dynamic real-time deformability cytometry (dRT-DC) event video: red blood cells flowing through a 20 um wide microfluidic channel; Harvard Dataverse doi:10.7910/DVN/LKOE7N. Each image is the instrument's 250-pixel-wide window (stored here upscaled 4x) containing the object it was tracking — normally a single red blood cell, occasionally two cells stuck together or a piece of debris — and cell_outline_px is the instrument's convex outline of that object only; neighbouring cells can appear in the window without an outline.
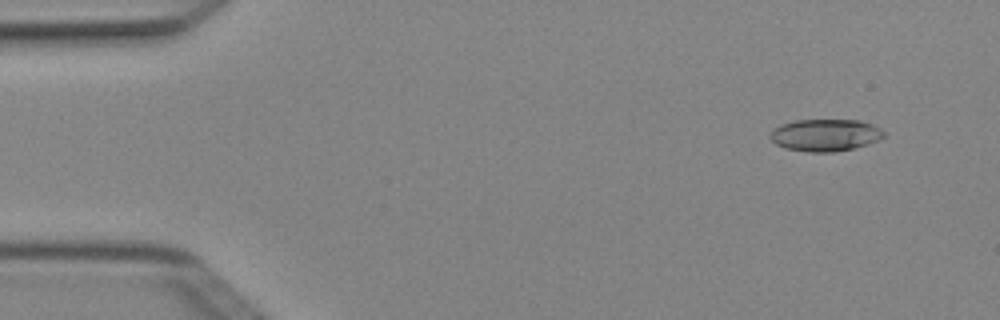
{"species": "Egyptian fruit bat (a non-hibernating species)", "species_latin": "Rousettus aegyptiacus", "temperature_condition": "cold", "stored_images_in_passage": 4, "camera_frame_rate_fps": 3000, "um_per_image_px": 0.085, "animal": {"sex": "female"}, "frame": {"image": 1, "passage_image": 1, "time_ms": 0.0, "image_size_px": [1000, 320], "cell_outline_px": [[884, 136], [880, 140], [868, 144], [852, 148], [832, 152], [808, 152], [784, 148], [776, 144], [768, 136], [780, 124], [796, 120], [860, 120], [872, 124], [880, 128], [884, 132]], "centroid_in_image_um": [70.15, 11.48], "position_along_channel_um": 14.8, "area_um2": 21.27}}
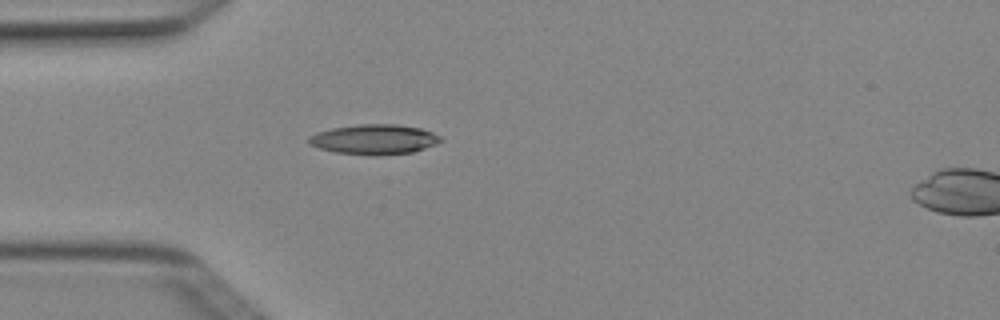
{"frame": {"image": 2, "passage_image": 3, "time_ms": 0.667, "image_size_px": [1000, 320], "cell_outline_px": [[444, 140], [436, 144], [412, 152], [376, 156], [336, 152], [320, 148], [308, 144], [308, 136], [316, 132], [332, 128], [356, 124], [396, 124], [420, 128], [432, 132], [440, 136]], "centroid_in_image_um": [31.8, 11.84], "position_along_channel_um": 53.2, "area_um2": 23.12}}